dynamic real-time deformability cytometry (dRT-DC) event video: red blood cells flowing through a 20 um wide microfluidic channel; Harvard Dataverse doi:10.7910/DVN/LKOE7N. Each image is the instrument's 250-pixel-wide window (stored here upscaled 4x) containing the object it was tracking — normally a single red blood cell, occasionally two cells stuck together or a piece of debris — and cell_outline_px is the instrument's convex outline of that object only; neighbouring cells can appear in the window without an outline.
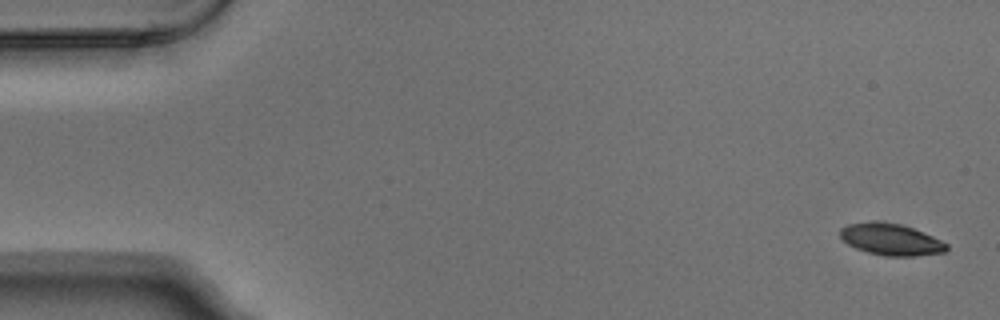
{"species": "Egyptian fruit bat (a non-hibernating species)", "species_latin": "Rousettus aegyptiacus", "temperature_condition": "warm", "stored_images_in_passage": 6, "segment_of_instrument_passage": [1, 2], "camera_frame_rate_fps": 3000, "um_per_image_px": 0.085, "animal": {"sex": "male"}, "frame": {"image": 1, "passage_image": 1, "time_ms": 0.0, "image_size_px": [1000, 320], "cell_outline_px": [[948, 248], [944, 252], [916, 256], [884, 256], [868, 252], [856, 248], [848, 244], [840, 236], [840, 228], [848, 224], [872, 220], [900, 224], [924, 232], [948, 244]], "centroid_in_image_um": [75.71, 20.34], "position_along_channel_um": 9.3, "area_um2": 19.65}}
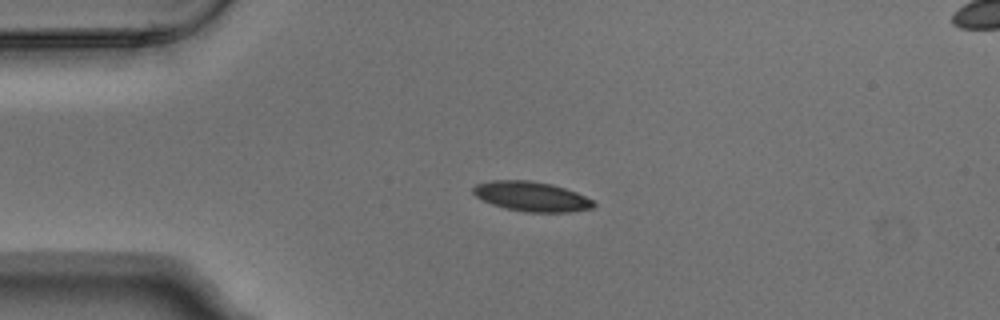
{"frame": {"image": 2, "passage_image": 4, "time_ms": 1.0, "image_size_px": [1000, 320], "cell_outline_px": [[596, 204], [592, 208], [568, 212], [524, 212], [504, 208], [492, 204], [476, 196], [472, 192], [472, 188], [476, 184], [492, 180], [528, 180], [552, 184], [576, 192], [592, 200]], "centroid_in_image_um": [45.16, 16.7], "position_along_channel_um": 39.8, "area_um2": 20.81}}